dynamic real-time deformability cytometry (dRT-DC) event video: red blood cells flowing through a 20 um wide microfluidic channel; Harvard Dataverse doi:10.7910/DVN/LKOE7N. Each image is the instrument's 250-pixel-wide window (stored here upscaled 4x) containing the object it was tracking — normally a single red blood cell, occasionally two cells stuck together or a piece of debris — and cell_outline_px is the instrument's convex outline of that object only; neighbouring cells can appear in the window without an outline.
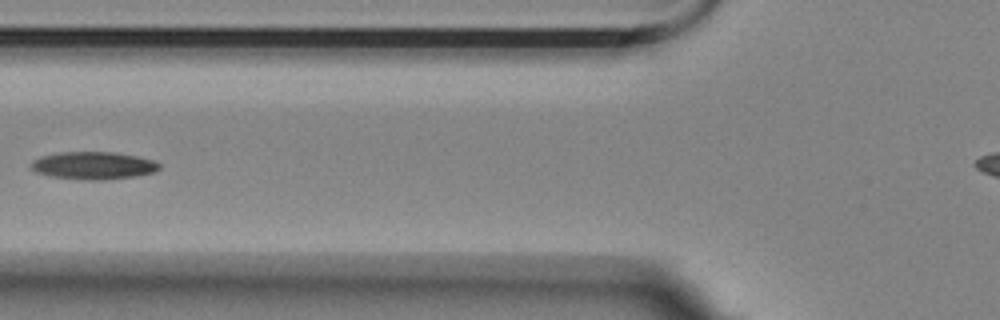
{"species": "Egyptian fruit bat (a non-hibernating species)", "species_latin": "Rousettus aegyptiacus", "temperature_condition": "room temperature", "stored_images_in_passage": 14, "camera_frame_rate_fps": 3000, "um_per_image_px": 0.085, "animal": {"sex": "female"}, "frame": {"image": 1, "passage_image": 5, "time_ms": 1.333, "image_size_px": [1000, 320], "cell_outline_px": [[160, 168], [156, 172], [136, 176], [100, 180], [88, 180], [52, 176], [36, 172], [28, 168], [32, 160], [40, 156], [60, 152], [116, 152], [156, 160], [160, 164]], "centroid_in_image_um": [7.94, 14.06], "position_along_channel_um": 117.9, "area_um2": 20.81}}
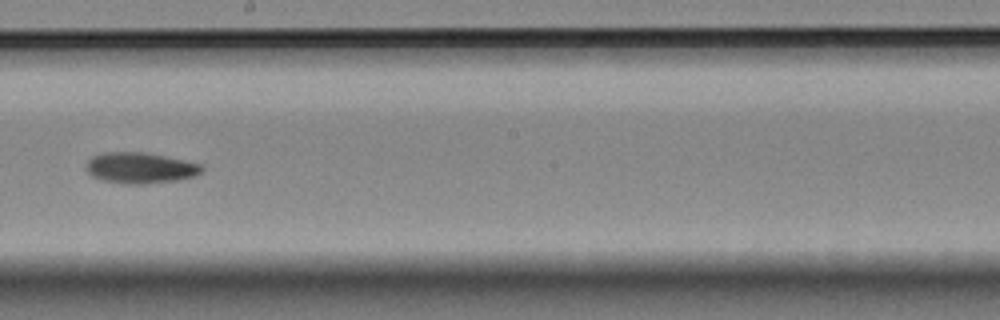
{"frame": {"image": 2, "passage_image": 8, "time_ms": 2.333, "image_size_px": [1000, 320], "cell_outline_px": [[204, 168], [196, 176], [176, 180], [144, 184], [128, 184], [104, 180], [92, 176], [84, 168], [88, 160], [92, 156], [104, 152], [148, 152], [184, 160], [200, 164]], "centroid_in_image_um": [11.9, 14.26], "position_along_channel_um": 236.3, "area_um2": 20.87}}
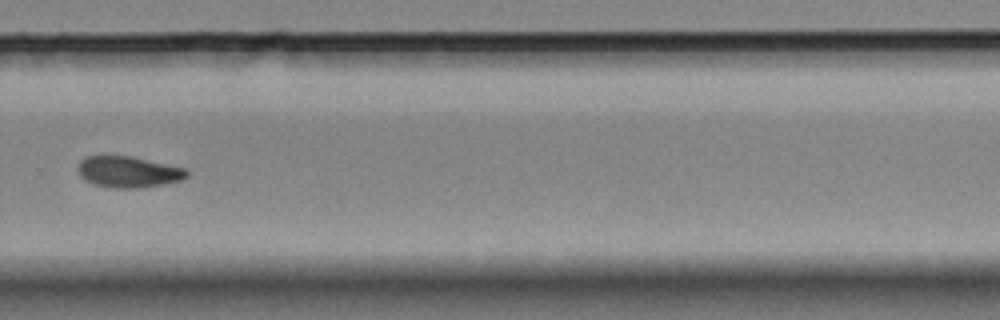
{"frame": {"image": 3, "passage_image": 10, "time_ms": 3.0, "image_size_px": [1000, 320], "cell_outline_px": [[188, 176], [180, 180], [164, 184], [144, 188], [112, 188], [92, 184], [84, 180], [80, 176], [76, 168], [80, 160], [84, 156], [132, 156], [188, 168]], "centroid_in_image_um": [10.9, 14.61], "position_along_channel_um": 318.9, "area_um2": 20.23}}